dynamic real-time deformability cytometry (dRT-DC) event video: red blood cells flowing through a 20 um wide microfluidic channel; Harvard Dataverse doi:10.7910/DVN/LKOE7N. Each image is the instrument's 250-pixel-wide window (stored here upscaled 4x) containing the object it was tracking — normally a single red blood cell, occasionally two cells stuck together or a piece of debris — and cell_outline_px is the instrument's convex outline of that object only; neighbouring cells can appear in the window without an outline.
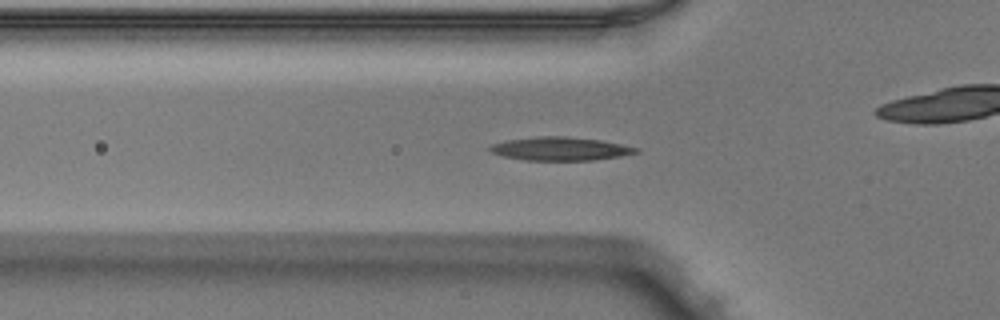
{"species": "Egyptian fruit bat (a non-hibernating species)", "species_latin": "Rousettus aegyptiacus", "temperature_condition": "warm", "stored_images_in_passage": 52, "camera_frame_rate_fps": 3000, "um_per_image_px": 0.085, "animal": {"sex": "male"}, "frame": {"image": 1, "passage_image": 17, "time_ms": 5.333, "image_size_px": [1000, 320], "cell_outline_px": [[640, 152], [620, 156], [592, 160], [524, 160], [504, 156], [492, 152], [488, 148], [492, 144], [508, 140], [536, 136], [564, 136], [600, 140], [640, 148]], "centroid_in_image_um": [47.64, 12.64], "position_along_channel_um": 78.2, "area_um2": 19.77}}
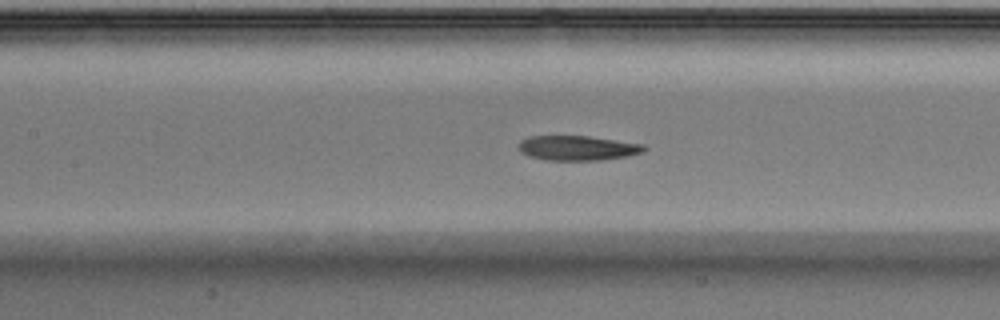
{"frame": {"image": 2, "passage_image": 23, "time_ms": 7.333, "image_size_px": [1000, 320], "cell_outline_px": [[648, 148], [644, 152], [628, 156], [600, 160], [548, 160], [532, 156], [520, 152], [520, 140], [528, 136], [588, 136], [644, 144]], "centroid_in_image_um": [49.14, 12.57], "position_along_channel_um": 158.3, "area_um2": 18.03}}
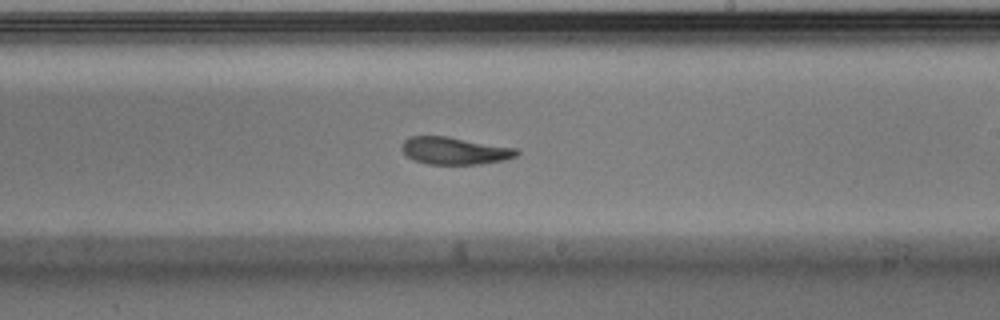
{"frame": {"image": 3, "passage_image": 30, "time_ms": 9.667, "image_size_px": [1000, 320], "cell_outline_px": [[520, 152], [516, 156], [504, 160], [480, 164], [428, 164], [416, 160], [408, 156], [400, 148], [404, 140], [408, 136], [444, 136], [516, 148]], "centroid_in_image_um": [38.63, 12.81], "position_along_channel_um": 250.4, "area_um2": 18.09}, "authors_computed_cell_mechanics": {"area_um2": 18.8139, "velocity_mm_per_s": 3.9582, "shape_relaxation_time_tau1_ms": null, "shape_relaxation_time_tau2_ms": 5.0531, "deformation_change_tau1": null, "deformation_change_tau2": 0.1247}}